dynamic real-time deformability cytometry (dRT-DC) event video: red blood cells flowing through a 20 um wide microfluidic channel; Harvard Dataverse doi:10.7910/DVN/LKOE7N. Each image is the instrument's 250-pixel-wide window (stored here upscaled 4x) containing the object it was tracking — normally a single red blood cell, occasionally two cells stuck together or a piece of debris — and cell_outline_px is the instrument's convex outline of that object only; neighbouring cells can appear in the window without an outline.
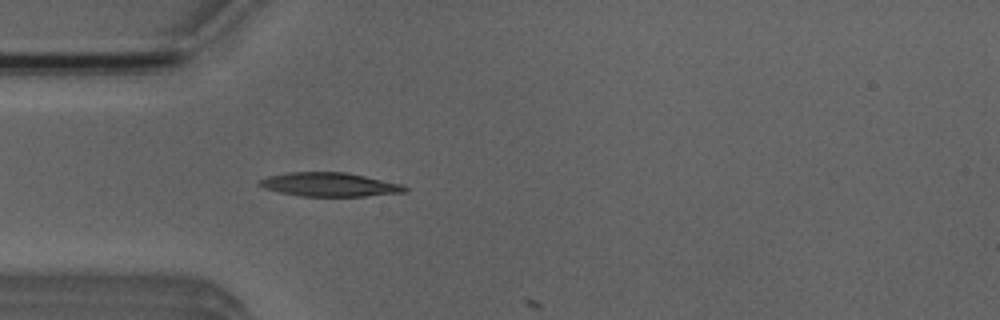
{"species": "Egyptian fruit bat (a non-hibernating species)", "species_latin": "Rousettus aegyptiacus", "temperature_condition": "room temperature", "stored_images_in_passage": 3, "camera_frame_rate_fps": 3000, "um_per_image_px": 0.085, "animal": {"sex": "male"}, "frame": {"image": 1, "passage_image": 3, "time_ms": 2.333, "image_size_px": [1000, 320], "cell_outline_px": [[408, 192], [364, 196], [300, 196], [280, 192], [264, 188], [256, 184], [256, 180], [268, 176], [288, 172], [344, 172], [404, 184], [408, 188]], "centroid_in_image_um": [28.0, 15.68], "position_along_channel_um": 57.0, "area_um2": 20.35}}